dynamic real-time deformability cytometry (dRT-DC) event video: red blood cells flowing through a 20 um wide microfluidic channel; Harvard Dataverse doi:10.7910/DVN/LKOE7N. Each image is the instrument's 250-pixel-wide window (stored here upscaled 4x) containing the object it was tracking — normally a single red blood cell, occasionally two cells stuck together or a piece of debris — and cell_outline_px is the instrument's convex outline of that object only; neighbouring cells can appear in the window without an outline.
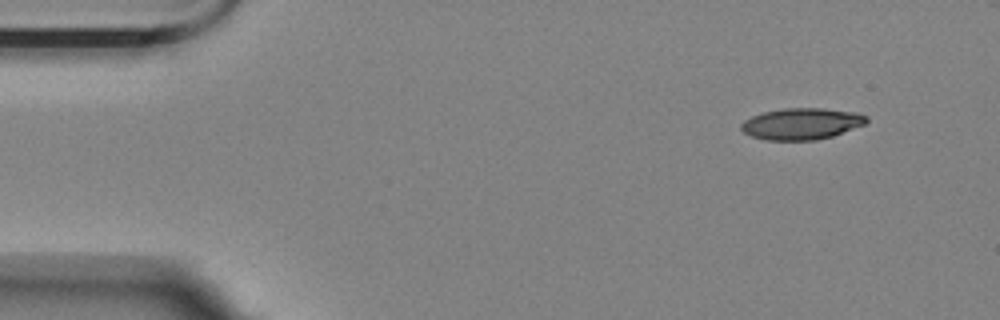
{"species": "Egyptian fruit bat (a non-hibernating species)", "species_latin": "Rousettus aegyptiacus", "temperature_condition": "room temperature", "stored_images_in_passage": 52, "camera_frame_rate_fps": 3000, "um_per_image_px": 0.085, "animal": {"sex": "female"}, "frame": {"image": 1, "passage_image": 1, "time_ms": 0.0, "image_size_px": [1000, 320], "cell_outline_px": [[868, 120], [864, 124], [832, 136], [816, 140], [764, 140], [752, 136], [744, 132], [740, 128], [740, 124], [744, 120], [752, 116], [764, 112], [784, 108], [824, 108], [856, 112], [868, 116]], "centroid_in_image_um": [68.12, 10.51], "position_along_channel_um": 16.9, "area_um2": 22.95}}
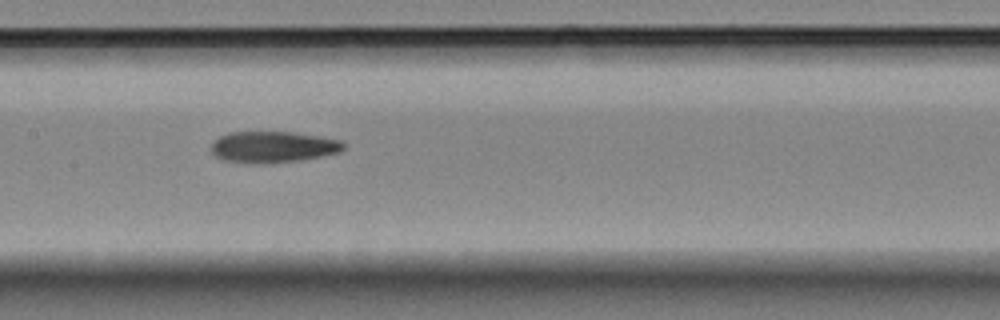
{"frame": {"image": 2, "passage_image": 23, "time_ms": 7.333, "image_size_px": [1000, 320], "cell_outline_px": [[344, 148], [340, 152], [320, 156], [296, 160], [260, 164], [252, 164], [224, 160], [216, 156], [212, 152], [212, 140], [228, 132], [296, 132], [340, 140], [344, 144]], "centroid_in_image_um": [23.16, 12.48], "position_along_channel_um": 184.2, "area_um2": 24.04}}
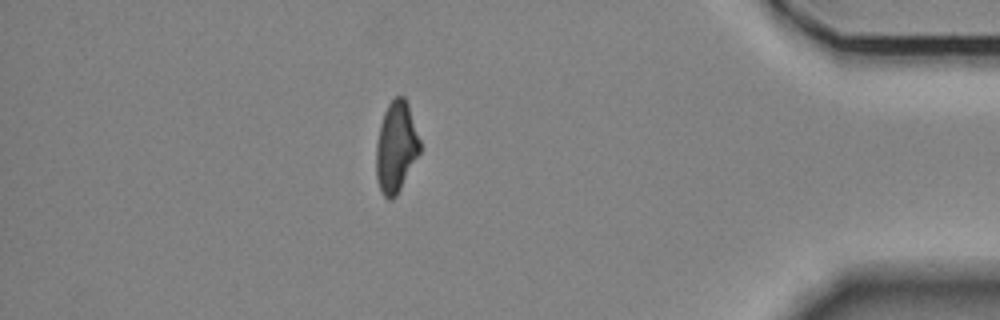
{"frame": {"image": 3, "passage_image": 45, "time_ms": 14.667, "image_size_px": [1000, 320], "cell_outline_px": [[420, 152], [396, 196], [392, 200], [388, 200], [384, 196], [380, 188], [376, 176], [376, 144], [380, 124], [384, 112], [388, 104], [396, 96], [404, 96], [408, 104], [420, 140]], "centroid_in_image_um": [33.66, 12.49], "position_along_channel_um": 401.5, "area_um2": 23.0}}